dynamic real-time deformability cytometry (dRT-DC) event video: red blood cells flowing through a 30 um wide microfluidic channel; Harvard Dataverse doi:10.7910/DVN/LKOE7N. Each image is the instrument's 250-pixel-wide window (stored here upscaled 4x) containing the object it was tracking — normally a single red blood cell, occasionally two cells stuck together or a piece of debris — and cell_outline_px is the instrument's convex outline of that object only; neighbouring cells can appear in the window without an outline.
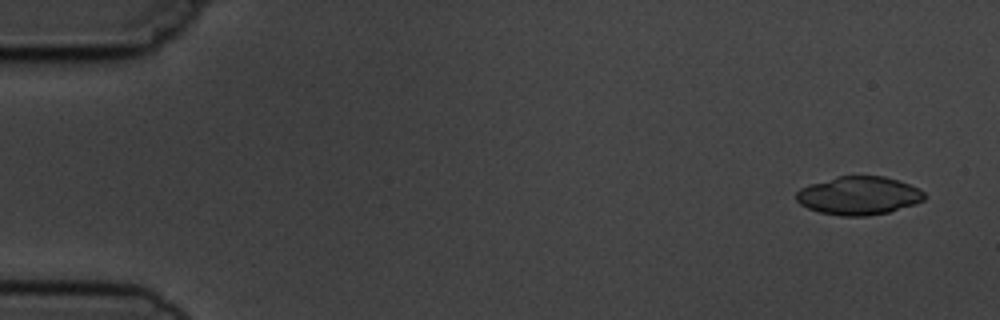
{"species": "common noctule bat (a hibernating species)", "species_latin": "Nyctalus noctula", "temperature_condition": "cold", "stored_images_in_passage": 4, "camera_frame_rate_fps": 3000, "um_per_image_px": 0.085, "animal": {"sex": "male", "body_mass_g": 19.5, "forearm_length_mm": 54.6}, "frame": {"image": 1, "passage_image": 1, "time_ms": 0.0, "image_size_px": [1000, 320], "cell_outline_px": [[924, 200], [916, 204], [888, 212], [864, 216], [840, 216], [820, 212], [808, 208], [800, 204], [796, 200], [796, 192], [800, 188], [808, 184], [836, 176], [884, 176], [908, 184], [924, 192]], "centroid_in_image_um": [72.95, 16.63], "position_along_channel_um": 12.0, "area_um2": 28.55}}